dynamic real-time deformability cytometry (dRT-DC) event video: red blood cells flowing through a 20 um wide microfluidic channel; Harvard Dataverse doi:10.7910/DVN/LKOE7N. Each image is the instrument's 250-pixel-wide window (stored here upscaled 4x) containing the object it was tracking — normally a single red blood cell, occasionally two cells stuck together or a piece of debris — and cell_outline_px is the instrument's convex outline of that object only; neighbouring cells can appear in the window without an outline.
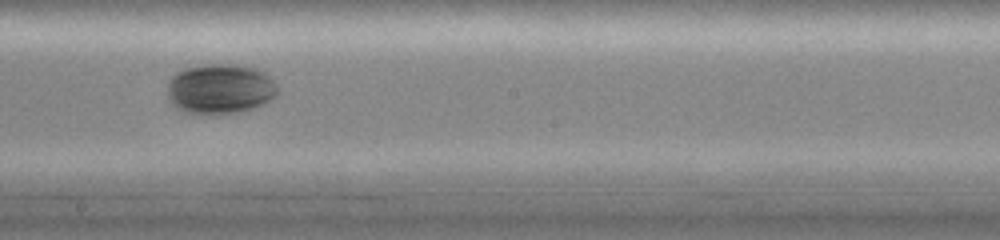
{"species": "common noctule bat (a hibernating species)", "species_latin": "Nyctalus noctula", "temperature_condition": "cold", "stored_images_in_passage": 29, "camera_frame_rate_fps": 3000, "um_per_image_px": 0.085, "animal": {"sex": "female", "body_mass_g": 19.0, "forearm_length_mm": 51.5}, "frame": {"image": 1, "passage_image": 15, "time_ms": 4.667, "image_size_px": [1000, 240], "cell_outline_px": [[280, 92], [276, 96], [252, 108], [232, 112], [192, 112], [180, 108], [172, 104], [168, 100], [168, 80], [176, 72], [184, 68], [208, 64], [232, 64], [256, 68], [264, 72], [276, 84]], "centroid_in_image_um": [18.71, 7.5], "position_along_channel_um": 229.5, "area_um2": 31.5}}
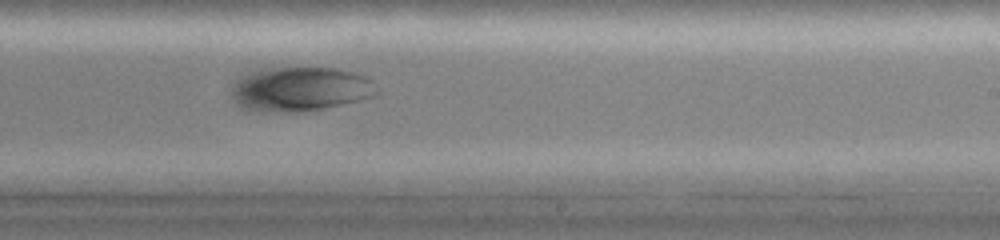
{"frame": {"image": 2, "passage_image": 18, "time_ms": 5.667, "image_size_px": [1000, 240], "cell_outline_px": [[380, 92], [372, 96], [324, 108], [304, 112], [292, 112], [248, 108], [240, 104], [232, 96], [232, 84], [240, 76], [256, 68], [340, 68], [364, 76], [372, 80]], "centroid_in_image_um": [25.53, 7.53], "position_along_channel_um": 263.5, "area_um2": 37.11}}